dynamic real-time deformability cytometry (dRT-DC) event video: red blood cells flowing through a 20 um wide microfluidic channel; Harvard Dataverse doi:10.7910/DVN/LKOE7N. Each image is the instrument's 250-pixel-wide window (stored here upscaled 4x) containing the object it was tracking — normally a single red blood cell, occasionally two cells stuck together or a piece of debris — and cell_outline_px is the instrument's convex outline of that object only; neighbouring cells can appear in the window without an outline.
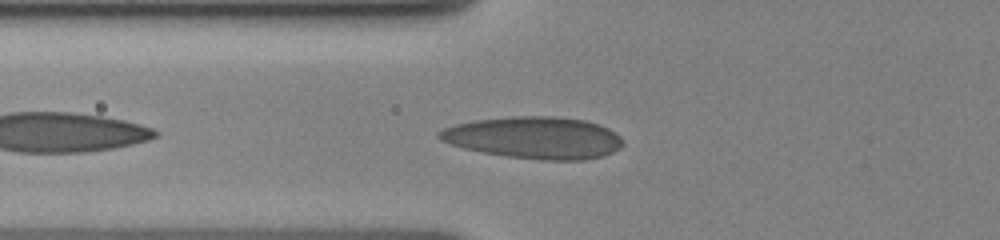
{"species": "human", "species_latin": "Homo sapiens", "temperature_condition": "cold", "stored_images_in_passage": 67, "camera_frame_rate_fps": 3000, "um_per_image_px": 0.085, "donor": {"sex": "female"}, "frame": {"image": 1, "passage_image": 10, "time_ms": 1.333, "image_size_px": [1000, 240], "cell_outline_px": [[624, 144], [620, 148], [612, 152], [600, 156], [584, 160], [540, 160], [508, 156], [480, 152], [464, 148], [440, 140], [436, 136], [436, 132], [444, 128], [456, 124], [472, 120], [512, 116], [552, 116], [584, 120], [608, 128], [620, 136], [624, 140]], "centroid_in_image_um": [45.39, 11.7], "position_along_channel_um": 80.4, "area_um2": 44.97}}
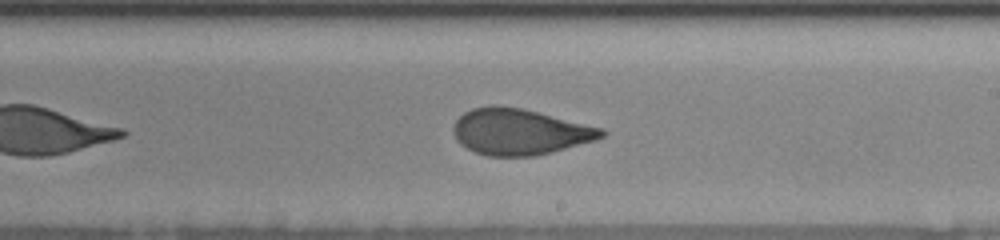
{"frame": {"image": 2, "passage_image": 37, "time_ms": 6.0, "image_size_px": [1000, 240], "cell_outline_px": [[608, 132], [604, 136], [596, 140], [536, 156], [488, 156], [476, 152], [460, 144], [456, 140], [452, 132], [452, 128], [456, 120], [464, 112], [472, 108], [492, 104], [496, 104], [520, 108], [604, 128]], "centroid_in_image_um": [44.16, 11.19], "position_along_channel_um": 244.8, "area_um2": 39.88}}
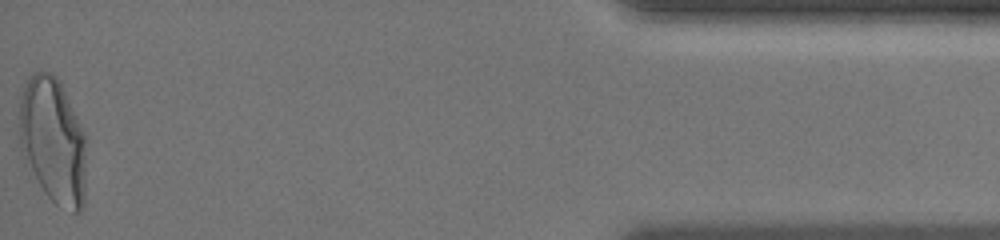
{"frame": {"image": 3, "passage_image": 65, "time_ms": 13.0, "image_size_px": [1000, 240], "cell_outline_px": [[84, 204], [80, 212], [72, 212], [56, 204], [44, 192], [32, 168], [20, 136], [20, 104], [24, 88], [32, 72], [48, 72], [56, 76], [60, 80], [84, 132]], "centroid_in_image_um": [4.55, 11.92], "position_along_channel_um": 430.7, "area_um2": 47.63}, "authors_computed_cell_mechanics": {"area_um2": 41.4426, "velocity_mm_per_s": 3.5402, "shape_relaxation_time_tau1_ms": 5.5951, "shape_relaxation_time_tau2_ms": 1.1848, "deformation_change_tau1": 0.1823, "deformation_change_tau2": 0.0665}}